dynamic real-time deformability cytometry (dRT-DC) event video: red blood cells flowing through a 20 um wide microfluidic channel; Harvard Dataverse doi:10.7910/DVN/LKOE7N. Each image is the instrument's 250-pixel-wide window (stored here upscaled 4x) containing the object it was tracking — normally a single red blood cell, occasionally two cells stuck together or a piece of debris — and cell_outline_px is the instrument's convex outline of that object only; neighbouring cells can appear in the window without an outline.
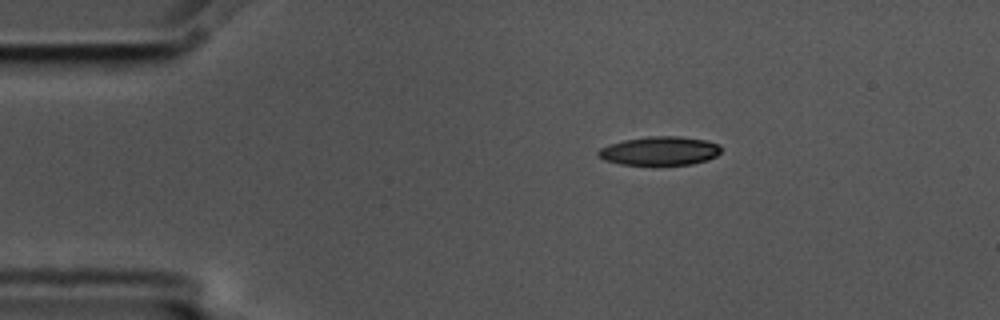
{"species": "common noctule bat (a hibernating species)", "species_latin": "Nyctalus noctula", "temperature_condition": "cold", "stored_images_in_passage": 9, "camera_frame_rate_fps": 3000, "um_per_image_px": 0.085, "animal": {"sex": "male", "body_mass_g": 17.5, "forearm_length_mm": 52.3}, "frame": {"image": 1, "passage_image": 1, "time_ms": 0.0, "image_size_px": [1000, 320], "cell_outline_px": [[720, 152], [716, 156], [708, 160], [692, 164], [620, 164], [604, 160], [596, 156], [596, 152], [600, 148], [608, 144], [624, 140], [648, 136], [680, 136], [708, 140], [720, 144]], "centroid_in_image_um": [56.07, 12.81], "position_along_channel_um": 28.9, "area_um2": 20.69}}
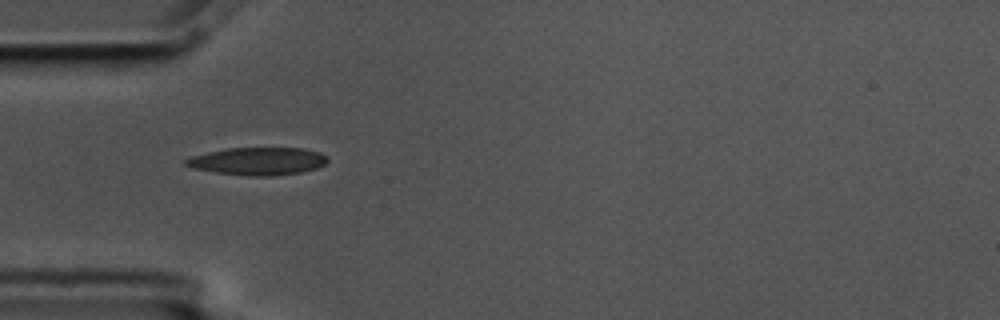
{"frame": {"image": 2, "passage_image": 3, "time_ms": 0.667, "image_size_px": [1000, 320], "cell_outline_px": [[328, 160], [324, 164], [316, 168], [300, 172], [272, 176], [248, 176], [216, 172], [192, 168], [184, 164], [184, 160], [192, 156], [208, 152], [228, 148], [304, 148], [320, 152], [328, 156]], "centroid_in_image_um": [21.93, 13.7], "position_along_channel_um": 63.1, "area_um2": 22.83}}
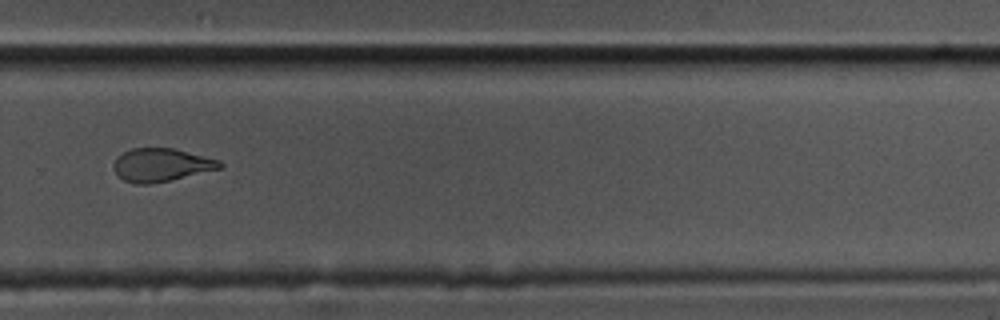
{"frame": {"image": 3, "passage_image": 9, "time_ms": 2.667, "image_size_px": [1000, 320], "cell_outline_px": [[224, 164], [220, 168], [172, 180], [152, 184], [136, 184], [124, 180], [112, 168], [112, 164], [116, 156], [132, 148], [172, 148], [220, 160]], "centroid_in_image_um": [13.67, 14.02], "position_along_channel_um": 316.1, "area_um2": 20.52}}